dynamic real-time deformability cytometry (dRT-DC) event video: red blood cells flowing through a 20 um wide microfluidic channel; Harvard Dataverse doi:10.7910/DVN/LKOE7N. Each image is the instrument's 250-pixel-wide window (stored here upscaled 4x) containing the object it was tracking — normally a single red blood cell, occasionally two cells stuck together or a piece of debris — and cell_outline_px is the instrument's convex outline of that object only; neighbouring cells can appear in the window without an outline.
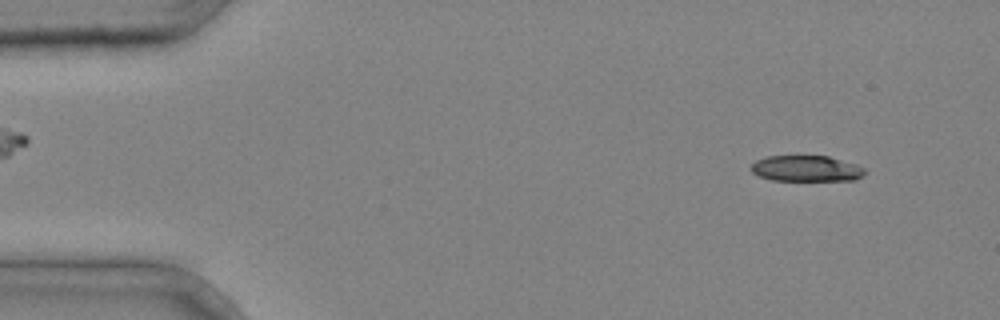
{"species": "common noctule bat (a hibernating species)", "species_latin": "Nyctalus noctula", "temperature_condition": "cold", "stored_images_in_passage": 40, "camera_frame_rate_fps": 3000, "um_per_image_px": 0.085, "animal": {"sex": "male", "body_mass_g": 20.4}, "frame": {"image": 1, "passage_image": 3, "time_ms": 0.667, "image_size_px": [1000, 320], "cell_outline_px": [[868, 172], [864, 176], [856, 180], [772, 180], [760, 176], [752, 172], [748, 168], [756, 160], [768, 156], [828, 156], [856, 164], [864, 168]], "centroid_in_image_um": [68.56, 14.33], "position_along_channel_um": 16.4, "area_um2": 17.28}}
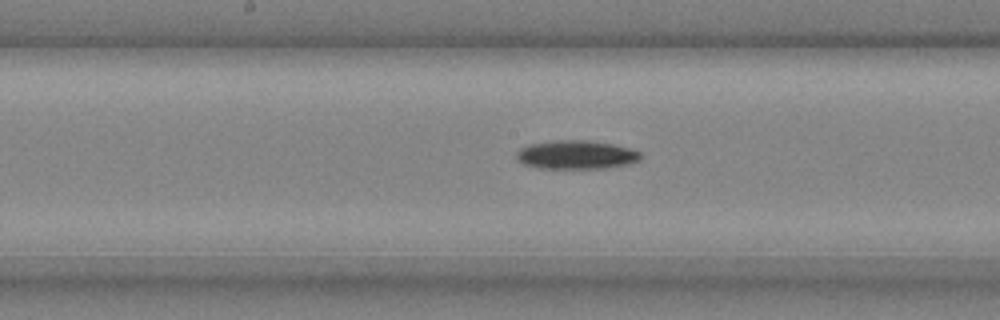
{"frame": {"image": 2, "passage_image": 21, "time_ms": 6.667, "image_size_px": [1000, 320], "cell_outline_px": [[640, 160], [628, 164], [604, 168], [540, 168], [524, 164], [516, 160], [516, 152], [520, 148], [528, 144], [552, 140], [588, 140], [612, 144], [632, 148], [640, 152]], "centroid_in_image_um": [48.95, 13.14], "position_along_channel_um": 199.2, "area_um2": 20.87}}
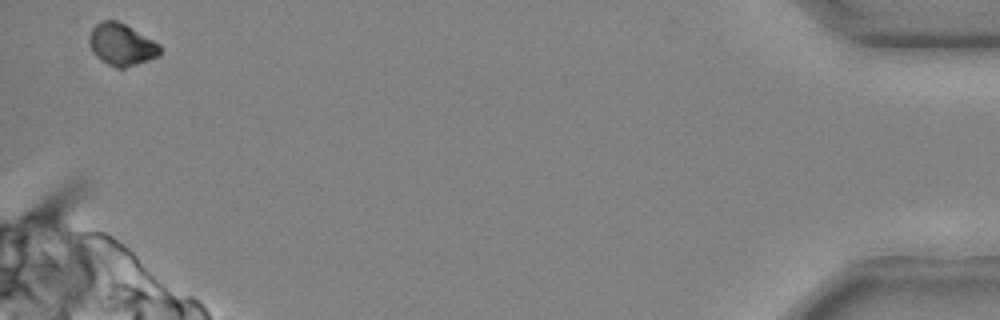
{"frame": {"image": 3, "passage_image": 40, "time_ms": 13.0, "image_size_px": [1000, 320], "cell_outline_px": [[160, 56], [124, 68], [116, 68], [100, 60], [92, 52], [88, 44], [88, 40], [92, 28], [100, 20], [116, 20], [124, 24], [160, 44]], "centroid_in_image_um": [10.3, 3.79], "position_along_channel_um": 424.9, "area_um2": 17.28}}